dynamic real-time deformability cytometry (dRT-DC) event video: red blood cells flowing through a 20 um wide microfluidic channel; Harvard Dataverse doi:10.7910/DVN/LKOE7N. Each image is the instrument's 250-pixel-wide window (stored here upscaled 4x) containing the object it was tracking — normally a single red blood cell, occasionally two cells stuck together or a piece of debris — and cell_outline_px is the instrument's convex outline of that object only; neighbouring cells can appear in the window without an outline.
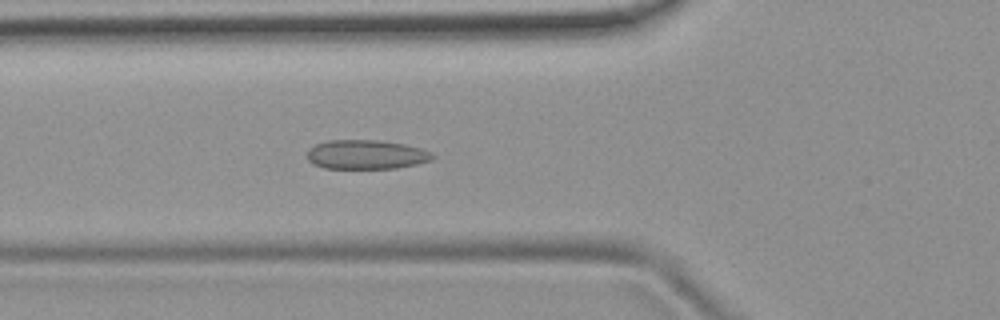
{"species": "common noctule bat (a hibernating species)", "species_latin": "Nyctalus noctula", "temperature_condition": "room temperature", "stored_images_in_passage": 5, "camera_frame_rate_fps": 3000, "um_per_image_px": 0.085, "animal": {"sex": "female", "body_mass_g": 19.9}, "frame": {"image": 1, "passage_image": 5, "time_ms": 4.667, "image_size_px": [1000, 320], "cell_outline_px": [[436, 156], [432, 160], [416, 164], [396, 168], [324, 168], [312, 164], [308, 160], [308, 148], [316, 144], [328, 140], [380, 140], [404, 144], [420, 148], [432, 152]], "centroid_in_image_um": [31.13, 13.13], "position_along_channel_um": 94.7, "area_um2": 21.44}}